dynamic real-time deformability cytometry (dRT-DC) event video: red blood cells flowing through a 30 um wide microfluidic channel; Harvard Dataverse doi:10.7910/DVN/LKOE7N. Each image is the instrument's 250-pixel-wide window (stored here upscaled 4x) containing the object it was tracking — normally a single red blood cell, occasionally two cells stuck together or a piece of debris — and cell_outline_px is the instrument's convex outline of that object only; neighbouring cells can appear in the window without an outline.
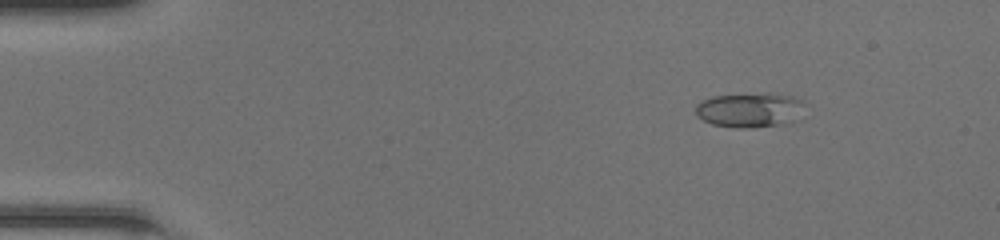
{"species": "common noctule bat (a hibernating species)", "species_latin": "Nyctalus noctula", "temperature_condition": "room temperature", "stored_images_in_passage": 43, "camera_frame_rate_fps": 3000, "um_per_image_px": 0.085, "animal": {"sex": "female", "body_mass_g": 20.0, "forearm_length_mm": 54.0}, "frame": {"image": 1, "passage_image": 1, "time_ms": 0.0, "image_size_px": [1000, 240], "cell_outline_px": [[804, 104], [800, 120], [784, 124], [752, 128], [740, 128], [712, 124], [696, 116], [696, 104], [700, 100], [712, 96], [768, 92], [796, 96], [804, 100]], "centroid_in_image_um": [63.8, 9.33], "position_along_channel_um": 21.2, "area_um2": 22.77}}
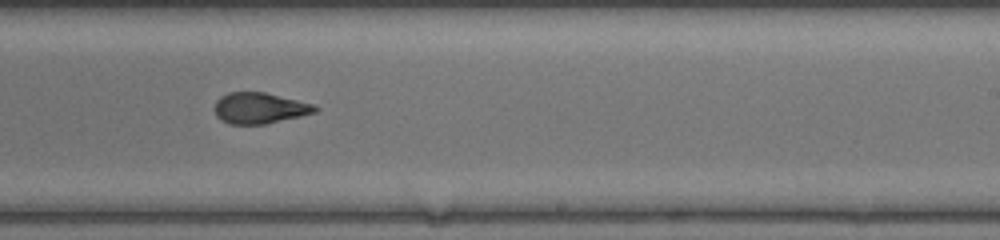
{"frame": {"image": 2, "passage_image": 25, "time_ms": 8.0, "image_size_px": [1000, 240], "cell_outline_px": [[320, 108], [316, 112], [300, 116], [264, 124], [228, 124], [220, 120], [216, 116], [216, 100], [220, 96], [228, 92], [264, 92], [316, 104]], "centroid_in_image_um": [22.08, 9.18], "position_along_channel_um": 266.9, "area_um2": 18.21}}
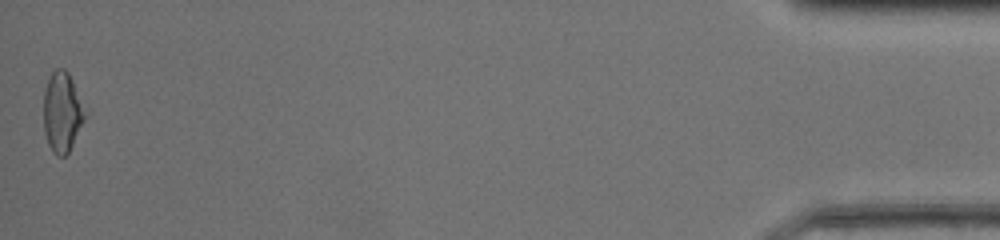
{"frame": {"image": 3, "passage_image": 43, "time_ms": 14.0, "image_size_px": [1000, 240], "cell_outline_px": [[88, 112], [68, 152], [64, 156], [56, 156], [52, 152], [48, 144], [44, 132], [44, 92], [48, 76], [56, 68], [64, 68], [68, 72]], "centroid_in_image_um": [5.28, 9.5], "position_along_channel_um": 429.9, "area_um2": 19.42}, "authors_computed_cell_mechanics": {"area_um2": 18.9584, "velocity_mm_per_s": 4.2768, "shape_relaxation_time_tau1_ms": null, "shape_relaxation_time_tau2_ms": 1.3504, "deformation_change_tau1": null, "deformation_change_tau2": 0.0853}}